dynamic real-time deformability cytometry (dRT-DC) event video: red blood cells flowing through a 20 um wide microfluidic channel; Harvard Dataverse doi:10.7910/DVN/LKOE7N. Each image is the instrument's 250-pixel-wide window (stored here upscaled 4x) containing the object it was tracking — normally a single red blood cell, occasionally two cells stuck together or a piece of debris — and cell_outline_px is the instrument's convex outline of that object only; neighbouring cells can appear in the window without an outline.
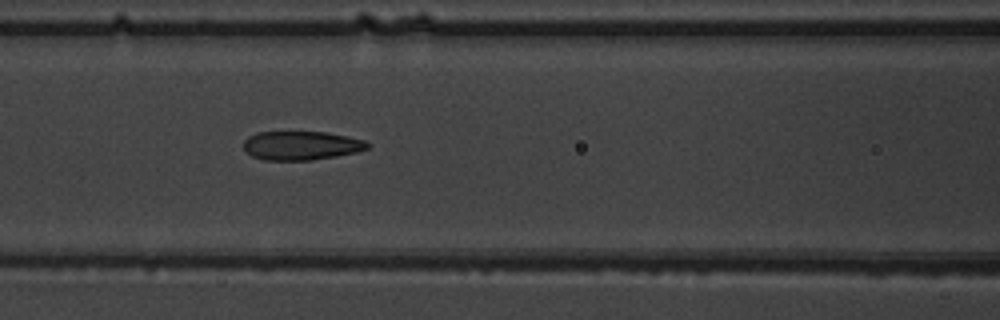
{"species": "common noctule bat (a hibernating species)", "species_latin": "Nyctalus noctula", "temperature_condition": "warm", "stored_images_in_passage": 3, "camera_frame_rate_fps": 3000, "um_per_image_px": 0.085, "animal": {"sex": "male", "body_mass_g": 19.5, "forearm_length_mm": 54.6}, "frame": {"image": 1, "passage_image": 3, "time_ms": 2.0, "image_size_px": [1000, 320], "cell_outline_px": [[372, 144], [368, 148], [356, 152], [336, 156], [312, 160], [264, 160], [252, 156], [244, 148], [244, 140], [248, 136], [256, 132], [324, 132], [364, 140]], "centroid_in_image_um": [25.6, 12.37], "position_along_channel_um": 141.0, "area_um2": 20.75}}